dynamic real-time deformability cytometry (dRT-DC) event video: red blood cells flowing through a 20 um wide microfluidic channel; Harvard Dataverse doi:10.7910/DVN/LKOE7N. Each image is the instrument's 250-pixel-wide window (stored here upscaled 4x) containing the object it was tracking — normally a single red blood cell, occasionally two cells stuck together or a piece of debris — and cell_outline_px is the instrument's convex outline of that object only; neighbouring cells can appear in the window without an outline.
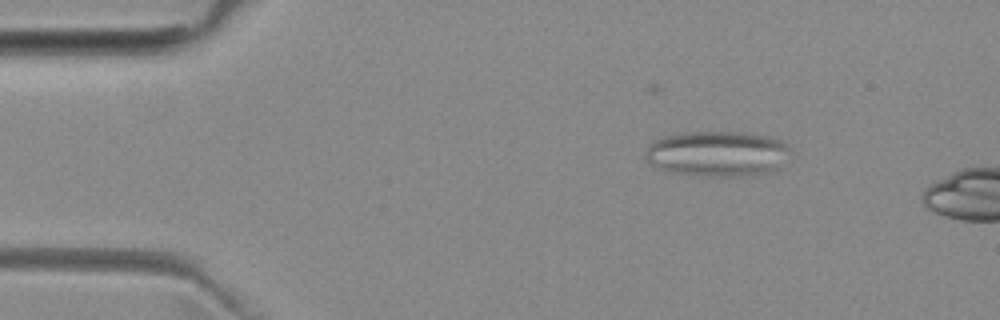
{"species": "common noctule bat (a hibernating species)", "species_latin": "Nyctalus noctula", "temperature_condition": "room temperature", "stored_images_in_passage": 6, "camera_frame_rate_fps": 3000, "um_per_image_px": 0.085, "animal": {"sex": "female", "body_mass_g": 29.2, "forearm_length_mm": 56.3}, "frame": {"image": 1, "passage_image": 4, "time_ms": 3.333, "image_size_px": [1000, 320], "cell_outline_px": [[792, 152], [780, 168], [776, 172], [732, 176], [704, 176], [676, 172], [656, 168], [648, 164], [644, 156], [644, 152], [648, 144], [652, 140], [664, 136], [684, 132], [740, 132], [764, 136], [780, 140], [788, 144]], "centroid_in_image_um": [60.97, 13.06], "position_along_channel_um": 24.0, "area_um2": 38.9}}